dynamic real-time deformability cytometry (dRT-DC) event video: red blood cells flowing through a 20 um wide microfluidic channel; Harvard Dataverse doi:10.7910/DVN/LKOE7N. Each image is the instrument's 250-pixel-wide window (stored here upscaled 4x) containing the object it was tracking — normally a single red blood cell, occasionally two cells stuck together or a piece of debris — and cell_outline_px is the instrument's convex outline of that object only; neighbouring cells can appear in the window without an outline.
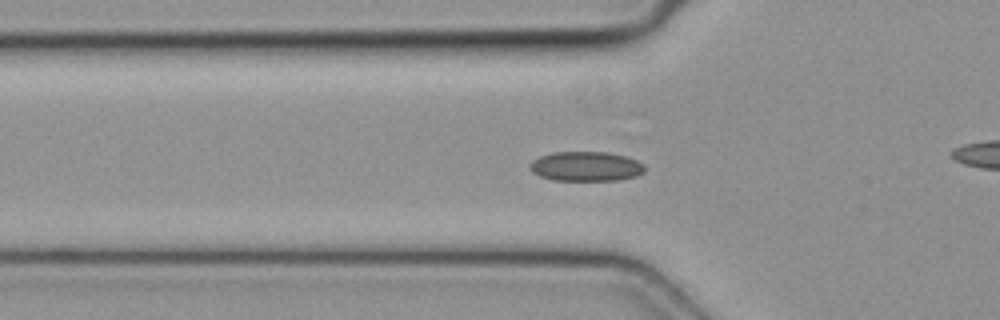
{"species": "common noctule bat (a hibernating species)", "species_latin": "Nyctalus noctula", "temperature_condition": "cold", "stored_images_in_passage": 50, "camera_frame_rate_fps": 3000, "um_per_image_px": 0.085, "animal": {"sex": "female", "body_mass_g": 19.3, "forearm_length_mm": 54.1}, "frame": {"image": 1, "passage_image": 17, "time_ms": 5.333, "image_size_px": [1000, 320], "cell_outline_px": [[644, 172], [636, 176], [616, 180], [552, 180], [540, 176], [532, 172], [532, 160], [540, 156], [552, 152], [608, 152], [624, 156], [636, 160], [644, 164]], "centroid_in_image_um": [49.82, 14.14], "position_along_channel_um": 76.0, "area_um2": 19.65}}
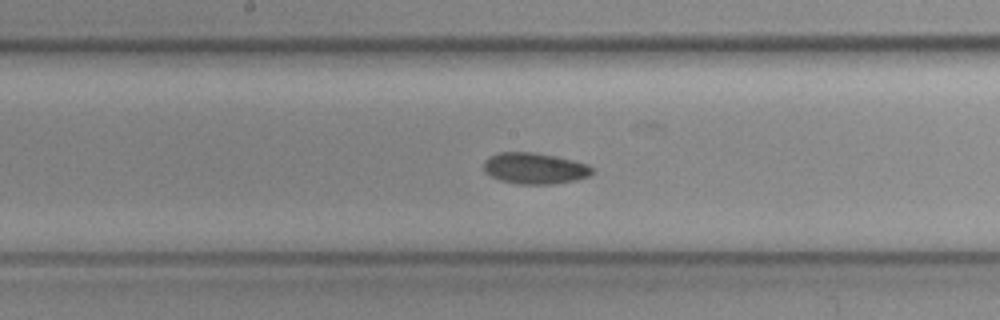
{"frame": {"image": 2, "passage_image": 26, "time_ms": 8.333, "image_size_px": [1000, 320], "cell_outline_px": [[596, 172], [588, 176], [576, 180], [552, 184], [520, 184], [500, 180], [484, 172], [484, 160], [488, 156], [500, 152], [532, 152], [556, 156], [588, 164]], "centroid_in_image_um": [45.45, 14.3], "position_along_channel_um": 202.7, "area_um2": 19.77}}
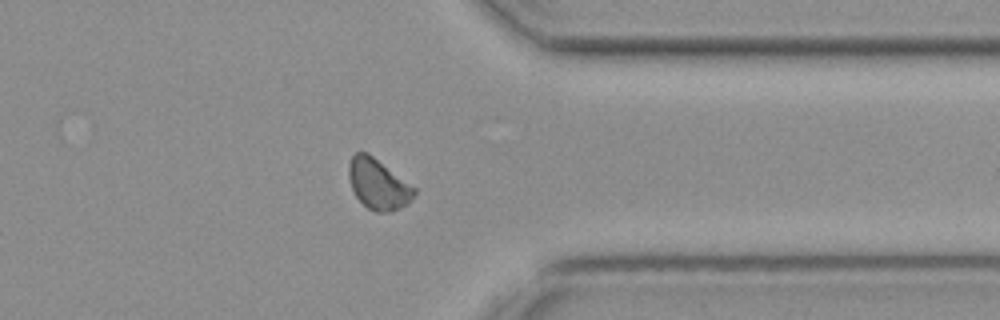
{"frame": {"image": 3, "passage_image": 39, "time_ms": 12.667, "image_size_px": [1000, 320], "cell_outline_px": [[416, 192], [408, 204], [392, 212], [376, 212], [368, 208], [356, 196], [352, 188], [348, 176], [348, 164], [352, 156], [356, 152], [368, 152], [416, 188]], "centroid_in_image_um": [32.14, 15.65], "position_along_channel_um": 379.3, "area_um2": 19.25}}